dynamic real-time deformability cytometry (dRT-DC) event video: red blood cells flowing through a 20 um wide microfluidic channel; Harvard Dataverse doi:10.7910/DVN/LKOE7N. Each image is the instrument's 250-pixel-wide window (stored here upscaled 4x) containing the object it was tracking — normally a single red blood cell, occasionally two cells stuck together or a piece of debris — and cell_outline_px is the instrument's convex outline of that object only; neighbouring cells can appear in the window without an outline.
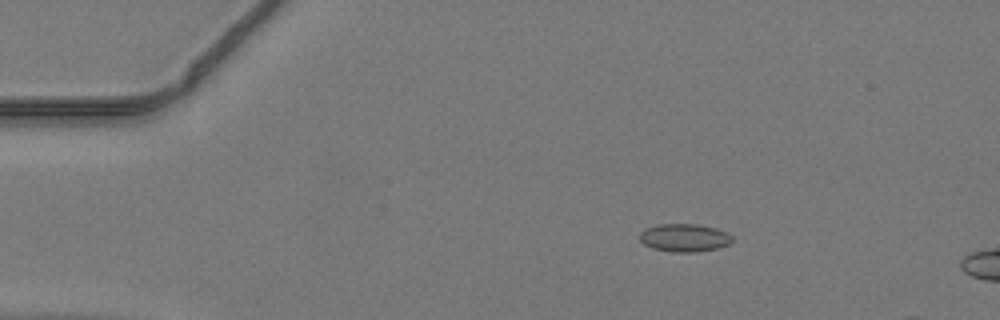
{"species": "common noctule bat (a hibernating species)", "species_latin": "Nyctalus noctula", "temperature_condition": "warm", "stored_images_in_passage": 12, "camera_frame_rate_fps": 3000, "um_per_image_px": 0.085, "animal": {"sex": "male", "body_mass_g": 19.2, "forearm_length_mm": 51.8}, "frame": {"image": 1, "passage_image": 9, "time_ms": 2.667, "image_size_px": [1000, 320], "cell_outline_px": [[732, 240], [728, 244], [716, 248], [696, 252], [672, 252], [652, 248], [644, 244], [640, 240], [640, 232], [644, 228], [656, 224], [700, 224], [716, 228], [732, 236]], "centroid_in_image_um": [58.13, 20.2], "position_along_channel_um": 26.9, "area_um2": 15.09}}